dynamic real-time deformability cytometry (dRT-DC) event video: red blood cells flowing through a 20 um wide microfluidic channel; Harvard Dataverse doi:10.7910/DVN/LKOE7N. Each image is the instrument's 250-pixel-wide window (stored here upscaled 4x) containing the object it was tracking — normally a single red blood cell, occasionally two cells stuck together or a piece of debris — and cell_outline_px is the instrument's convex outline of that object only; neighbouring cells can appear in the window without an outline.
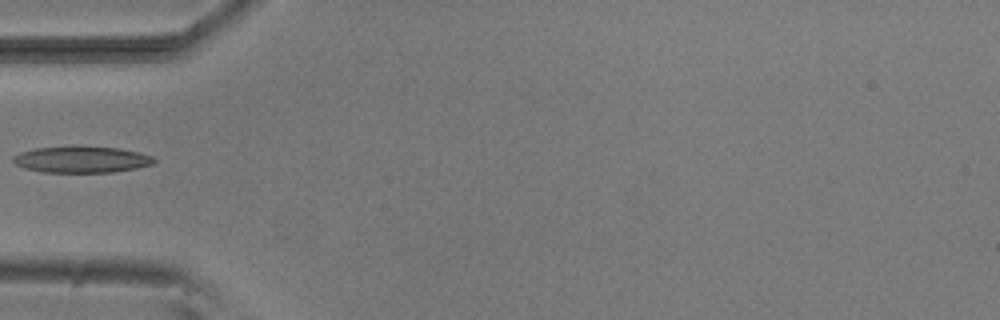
{"species": "common noctule bat (a hibernating species)", "species_latin": "Nyctalus noctula", "temperature_condition": "room temperature", "stored_images_in_passage": 5, "camera_frame_rate_fps": 3000, "um_per_image_px": 0.085, "animal": {"sex": "male", "body_mass_g": 20.5, "forearm_length_mm": 52.5}, "frame": {"image": 1, "passage_image": 4, "time_ms": 4.333, "image_size_px": [1000, 320], "cell_outline_px": [[156, 160], [152, 164], [136, 168], [112, 172], [44, 172], [24, 168], [16, 164], [12, 160], [12, 156], [20, 152], [36, 148], [72, 144], [120, 148], [140, 152], [152, 156]], "centroid_in_image_um": [6.91, 13.52], "position_along_channel_um": 78.1, "area_um2": 22.25}}
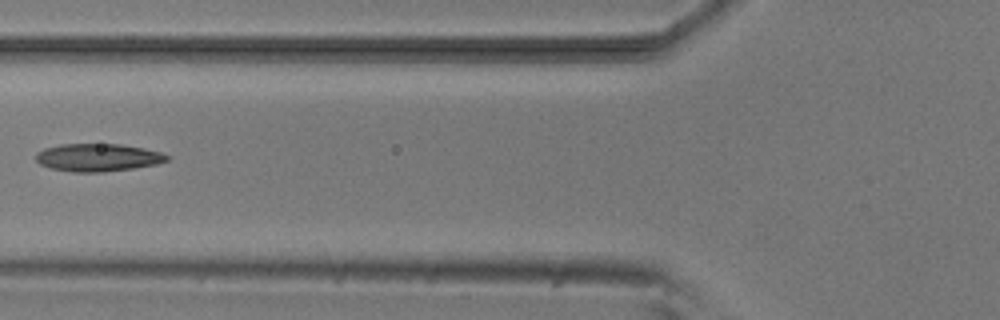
{"frame": {"image": 2, "passage_image": 5, "time_ms": 5.333, "image_size_px": [1000, 320], "cell_outline_px": [[168, 160], [156, 164], [132, 168], [104, 172], [72, 172], [48, 168], [40, 164], [36, 160], [36, 152], [44, 148], [60, 144], [120, 144], [144, 148], [160, 152], [168, 156]], "centroid_in_image_um": [8.27, 13.39], "position_along_channel_um": 117.5, "area_um2": 21.21}}